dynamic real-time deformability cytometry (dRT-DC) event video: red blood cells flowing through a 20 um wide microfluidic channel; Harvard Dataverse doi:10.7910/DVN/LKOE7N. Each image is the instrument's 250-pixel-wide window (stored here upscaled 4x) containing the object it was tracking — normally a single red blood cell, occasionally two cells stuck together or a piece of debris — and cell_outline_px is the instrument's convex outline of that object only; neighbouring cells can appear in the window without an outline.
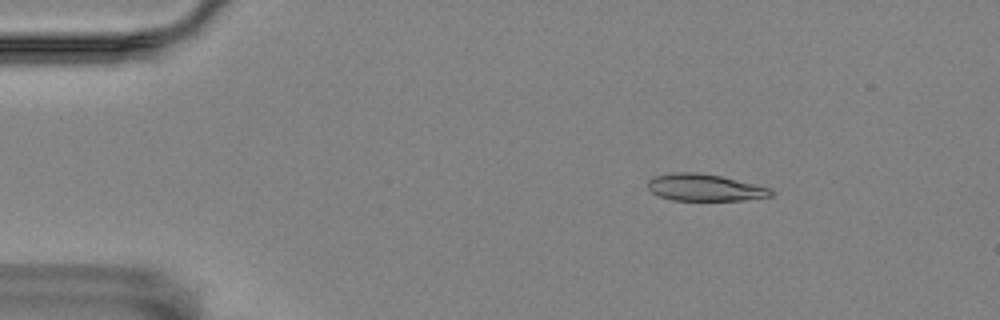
{"species": "Egyptian fruit bat (a non-hibernating species)", "species_latin": "Rousettus aegyptiacus", "temperature_condition": "room temperature", "stored_images_in_passage": 15, "camera_frame_rate_fps": 3000, "um_per_image_px": 0.085, "animal": {"sex": "female"}, "frame": {"image": 1, "passage_image": 3, "time_ms": 0.667, "image_size_px": [1000, 320], "cell_outline_px": [[776, 192], [772, 196], [744, 200], [672, 200], [660, 196], [652, 192], [648, 188], [648, 180], [656, 176], [672, 172], [696, 172], [720, 176], [772, 188]], "centroid_in_image_um": [59.94, 15.94], "position_along_channel_um": 25.1, "area_um2": 19.31}}
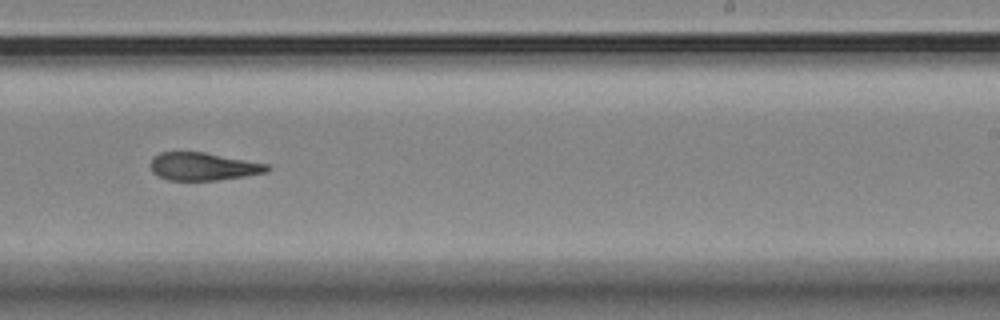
{"frame": {"image": 2, "passage_image": 10, "time_ms": 3.0, "image_size_px": [1000, 320], "cell_outline_px": [[268, 172], [244, 176], [216, 180], [168, 180], [152, 172], [148, 164], [152, 156], [160, 152], [204, 152], [268, 164]], "centroid_in_image_um": [17.2, 14.14], "position_along_channel_um": 271.8, "area_um2": 18.9}}
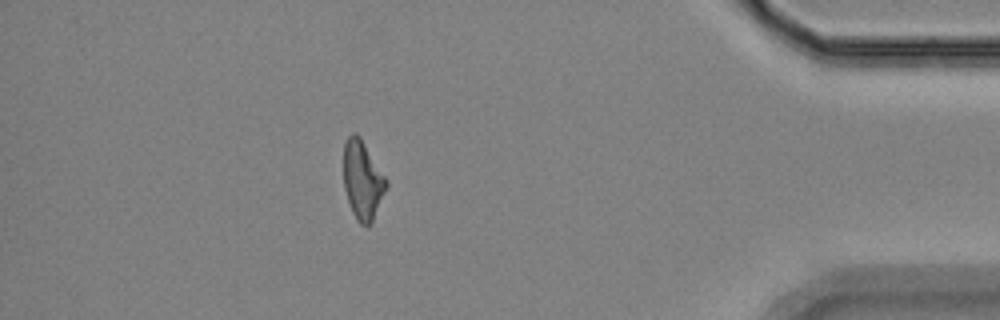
{"frame": {"image": 3, "passage_image": 14, "time_ms": 4.333, "image_size_px": [1000, 320], "cell_outline_px": [[388, 184], [372, 220], [368, 224], [360, 224], [356, 220], [352, 212], [344, 188], [344, 144], [348, 136], [352, 132], [356, 132], [360, 136], [388, 180]], "centroid_in_image_um": [30.81, 15.26], "position_along_channel_um": 404.4, "area_um2": 19.36}}